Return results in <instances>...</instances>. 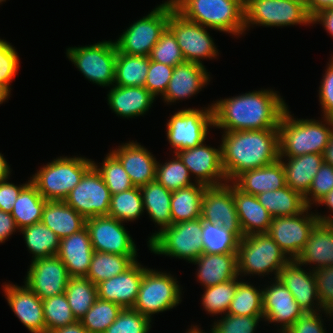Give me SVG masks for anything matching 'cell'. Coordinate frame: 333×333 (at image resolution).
Segmentation results:
<instances>
[{
	"mask_svg": "<svg viewBox=\"0 0 333 333\" xmlns=\"http://www.w3.org/2000/svg\"><path fill=\"white\" fill-rule=\"evenodd\" d=\"M150 57L120 53L117 50L114 85L144 86Z\"/></svg>",
	"mask_w": 333,
	"mask_h": 333,
	"instance_id": "39",
	"label": "cell"
},
{
	"mask_svg": "<svg viewBox=\"0 0 333 333\" xmlns=\"http://www.w3.org/2000/svg\"><path fill=\"white\" fill-rule=\"evenodd\" d=\"M110 152L120 161L134 187L156 180V158L137 142L122 144Z\"/></svg>",
	"mask_w": 333,
	"mask_h": 333,
	"instance_id": "24",
	"label": "cell"
},
{
	"mask_svg": "<svg viewBox=\"0 0 333 333\" xmlns=\"http://www.w3.org/2000/svg\"><path fill=\"white\" fill-rule=\"evenodd\" d=\"M227 314L263 316L262 290L247 282H239Z\"/></svg>",
	"mask_w": 333,
	"mask_h": 333,
	"instance_id": "43",
	"label": "cell"
},
{
	"mask_svg": "<svg viewBox=\"0 0 333 333\" xmlns=\"http://www.w3.org/2000/svg\"><path fill=\"white\" fill-rule=\"evenodd\" d=\"M309 207L294 216L273 217L267 234L290 259H296L318 222L316 214H308Z\"/></svg>",
	"mask_w": 333,
	"mask_h": 333,
	"instance_id": "15",
	"label": "cell"
},
{
	"mask_svg": "<svg viewBox=\"0 0 333 333\" xmlns=\"http://www.w3.org/2000/svg\"><path fill=\"white\" fill-rule=\"evenodd\" d=\"M50 333H89L80 321L69 324L67 326L59 327L51 331Z\"/></svg>",
	"mask_w": 333,
	"mask_h": 333,
	"instance_id": "64",
	"label": "cell"
},
{
	"mask_svg": "<svg viewBox=\"0 0 333 333\" xmlns=\"http://www.w3.org/2000/svg\"><path fill=\"white\" fill-rule=\"evenodd\" d=\"M42 303L46 333H50L56 328L67 326L77 321L72 313L65 293L43 299Z\"/></svg>",
	"mask_w": 333,
	"mask_h": 333,
	"instance_id": "47",
	"label": "cell"
},
{
	"mask_svg": "<svg viewBox=\"0 0 333 333\" xmlns=\"http://www.w3.org/2000/svg\"><path fill=\"white\" fill-rule=\"evenodd\" d=\"M176 154L189 169L190 174L196 175L195 182L207 187L228 182L222 165L221 146L216 149L205 146L203 142L193 148L180 150Z\"/></svg>",
	"mask_w": 333,
	"mask_h": 333,
	"instance_id": "19",
	"label": "cell"
},
{
	"mask_svg": "<svg viewBox=\"0 0 333 333\" xmlns=\"http://www.w3.org/2000/svg\"><path fill=\"white\" fill-rule=\"evenodd\" d=\"M10 177V166L0 153V181L8 179Z\"/></svg>",
	"mask_w": 333,
	"mask_h": 333,
	"instance_id": "65",
	"label": "cell"
},
{
	"mask_svg": "<svg viewBox=\"0 0 333 333\" xmlns=\"http://www.w3.org/2000/svg\"><path fill=\"white\" fill-rule=\"evenodd\" d=\"M93 163L84 157H58L40 168L30 180L45 200L64 201Z\"/></svg>",
	"mask_w": 333,
	"mask_h": 333,
	"instance_id": "5",
	"label": "cell"
},
{
	"mask_svg": "<svg viewBox=\"0 0 333 333\" xmlns=\"http://www.w3.org/2000/svg\"><path fill=\"white\" fill-rule=\"evenodd\" d=\"M319 87V101L322 105L323 117L333 118V56Z\"/></svg>",
	"mask_w": 333,
	"mask_h": 333,
	"instance_id": "57",
	"label": "cell"
},
{
	"mask_svg": "<svg viewBox=\"0 0 333 333\" xmlns=\"http://www.w3.org/2000/svg\"><path fill=\"white\" fill-rule=\"evenodd\" d=\"M318 312H304L285 333H326Z\"/></svg>",
	"mask_w": 333,
	"mask_h": 333,
	"instance_id": "58",
	"label": "cell"
},
{
	"mask_svg": "<svg viewBox=\"0 0 333 333\" xmlns=\"http://www.w3.org/2000/svg\"><path fill=\"white\" fill-rule=\"evenodd\" d=\"M146 269L136 261L124 273L98 283V298L114 302L123 309L133 308Z\"/></svg>",
	"mask_w": 333,
	"mask_h": 333,
	"instance_id": "22",
	"label": "cell"
},
{
	"mask_svg": "<svg viewBox=\"0 0 333 333\" xmlns=\"http://www.w3.org/2000/svg\"><path fill=\"white\" fill-rule=\"evenodd\" d=\"M318 204H324L327 207H329V210L333 212V189L326 195L324 196ZM316 217L318 218L319 222H324V223H333V216L331 215H319L316 213Z\"/></svg>",
	"mask_w": 333,
	"mask_h": 333,
	"instance_id": "63",
	"label": "cell"
},
{
	"mask_svg": "<svg viewBox=\"0 0 333 333\" xmlns=\"http://www.w3.org/2000/svg\"><path fill=\"white\" fill-rule=\"evenodd\" d=\"M209 76L204 65L186 61L176 65L167 89L162 95L164 101L174 103L176 100L189 98L199 93V90L210 81Z\"/></svg>",
	"mask_w": 333,
	"mask_h": 333,
	"instance_id": "26",
	"label": "cell"
},
{
	"mask_svg": "<svg viewBox=\"0 0 333 333\" xmlns=\"http://www.w3.org/2000/svg\"><path fill=\"white\" fill-rule=\"evenodd\" d=\"M331 8H333V0H331Z\"/></svg>",
	"mask_w": 333,
	"mask_h": 333,
	"instance_id": "70",
	"label": "cell"
},
{
	"mask_svg": "<svg viewBox=\"0 0 333 333\" xmlns=\"http://www.w3.org/2000/svg\"><path fill=\"white\" fill-rule=\"evenodd\" d=\"M178 281L171 274L146 269L132 309L151 318V315L176 307L181 302Z\"/></svg>",
	"mask_w": 333,
	"mask_h": 333,
	"instance_id": "9",
	"label": "cell"
},
{
	"mask_svg": "<svg viewBox=\"0 0 333 333\" xmlns=\"http://www.w3.org/2000/svg\"><path fill=\"white\" fill-rule=\"evenodd\" d=\"M149 57L151 61L173 67L185 62L176 37L168 27L154 45Z\"/></svg>",
	"mask_w": 333,
	"mask_h": 333,
	"instance_id": "50",
	"label": "cell"
},
{
	"mask_svg": "<svg viewBox=\"0 0 333 333\" xmlns=\"http://www.w3.org/2000/svg\"><path fill=\"white\" fill-rule=\"evenodd\" d=\"M232 183L242 192L254 196L281 189L286 186L282 159L264 167L242 172Z\"/></svg>",
	"mask_w": 333,
	"mask_h": 333,
	"instance_id": "30",
	"label": "cell"
},
{
	"mask_svg": "<svg viewBox=\"0 0 333 333\" xmlns=\"http://www.w3.org/2000/svg\"><path fill=\"white\" fill-rule=\"evenodd\" d=\"M5 179L0 181V210L4 212L11 213L12 207L17 200L21 190L31 181L28 180L27 183L16 186L12 183L7 182Z\"/></svg>",
	"mask_w": 333,
	"mask_h": 333,
	"instance_id": "59",
	"label": "cell"
},
{
	"mask_svg": "<svg viewBox=\"0 0 333 333\" xmlns=\"http://www.w3.org/2000/svg\"><path fill=\"white\" fill-rule=\"evenodd\" d=\"M323 159H324V163H327V164H330L333 166V134L323 153Z\"/></svg>",
	"mask_w": 333,
	"mask_h": 333,
	"instance_id": "66",
	"label": "cell"
},
{
	"mask_svg": "<svg viewBox=\"0 0 333 333\" xmlns=\"http://www.w3.org/2000/svg\"><path fill=\"white\" fill-rule=\"evenodd\" d=\"M173 10L172 1L167 0L134 22L115 41L117 50L128 55L150 56L154 45L168 27L169 15Z\"/></svg>",
	"mask_w": 333,
	"mask_h": 333,
	"instance_id": "7",
	"label": "cell"
},
{
	"mask_svg": "<svg viewBox=\"0 0 333 333\" xmlns=\"http://www.w3.org/2000/svg\"><path fill=\"white\" fill-rule=\"evenodd\" d=\"M257 198L272 217L298 215L307 208L304 197L288 185L258 194Z\"/></svg>",
	"mask_w": 333,
	"mask_h": 333,
	"instance_id": "35",
	"label": "cell"
},
{
	"mask_svg": "<svg viewBox=\"0 0 333 333\" xmlns=\"http://www.w3.org/2000/svg\"><path fill=\"white\" fill-rule=\"evenodd\" d=\"M202 238L205 253H237L239 239L219 224L203 222Z\"/></svg>",
	"mask_w": 333,
	"mask_h": 333,
	"instance_id": "45",
	"label": "cell"
},
{
	"mask_svg": "<svg viewBox=\"0 0 333 333\" xmlns=\"http://www.w3.org/2000/svg\"><path fill=\"white\" fill-rule=\"evenodd\" d=\"M301 267L300 263L295 259H291L280 269L277 278L292 293L294 300L303 312H320L321 310L319 309L324 312L325 310L319 301L317 293L314 271L309 270V272H306ZM314 300L317 302V307L314 306Z\"/></svg>",
	"mask_w": 333,
	"mask_h": 333,
	"instance_id": "21",
	"label": "cell"
},
{
	"mask_svg": "<svg viewBox=\"0 0 333 333\" xmlns=\"http://www.w3.org/2000/svg\"><path fill=\"white\" fill-rule=\"evenodd\" d=\"M174 67L150 60L144 87L154 96L163 95L171 79Z\"/></svg>",
	"mask_w": 333,
	"mask_h": 333,
	"instance_id": "55",
	"label": "cell"
},
{
	"mask_svg": "<svg viewBox=\"0 0 333 333\" xmlns=\"http://www.w3.org/2000/svg\"><path fill=\"white\" fill-rule=\"evenodd\" d=\"M93 165L102 175L111 195L124 192L134 187L120 161L111 152L104 158L102 166L99 167L96 163H93Z\"/></svg>",
	"mask_w": 333,
	"mask_h": 333,
	"instance_id": "49",
	"label": "cell"
},
{
	"mask_svg": "<svg viewBox=\"0 0 333 333\" xmlns=\"http://www.w3.org/2000/svg\"><path fill=\"white\" fill-rule=\"evenodd\" d=\"M286 161L288 162L282 161L286 185L304 197L311 187L314 176L324 163L323 154L312 153L289 157Z\"/></svg>",
	"mask_w": 333,
	"mask_h": 333,
	"instance_id": "32",
	"label": "cell"
},
{
	"mask_svg": "<svg viewBox=\"0 0 333 333\" xmlns=\"http://www.w3.org/2000/svg\"><path fill=\"white\" fill-rule=\"evenodd\" d=\"M202 226L201 217L172 224L148 243L149 250L154 254L178 257L190 263L204 252Z\"/></svg>",
	"mask_w": 333,
	"mask_h": 333,
	"instance_id": "8",
	"label": "cell"
},
{
	"mask_svg": "<svg viewBox=\"0 0 333 333\" xmlns=\"http://www.w3.org/2000/svg\"><path fill=\"white\" fill-rule=\"evenodd\" d=\"M223 133L221 155L228 183L242 172L270 165L280 159L278 129Z\"/></svg>",
	"mask_w": 333,
	"mask_h": 333,
	"instance_id": "2",
	"label": "cell"
},
{
	"mask_svg": "<svg viewBox=\"0 0 333 333\" xmlns=\"http://www.w3.org/2000/svg\"><path fill=\"white\" fill-rule=\"evenodd\" d=\"M136 255H120L94 251L89 270L85 276L92 283H98L124 273L136 261Z\"/></svg>",
	"mask_w": 333,
	"mask_h": 333,
	"instance_id": "38",
	"label": "cell"
},
{
	"mask_svg": "<svg viewBox=\"0 0 333 333\" xmlns=\"http://www.w3.org/2000/svg\"><path fill=\"white\" fill-rule=\"evenodd\" d=\"M207 186L195 183L172 192V224L194 220L201 217L202 199Z\"/></svg>",
	"mask_w": 333,
	"mask_h": 333,
	"instance_id": "37",
	"label": "cell"
},
{
	"mask_svg": "<svg viewBox=\"0 0 333 333\" xmlns=\"http://www.w3.org/2000/svg\"><path fill=\"white\" fill-rule=\"evenodd\" d=\"M168 28L175 35L186 62L203 65L202 58H216L218 50L206 27L186 20L174 9L169 15Z\"/></svg>",
	"mask_w": 333,
	"mask_h": 333,
	"instance_id": "14",
	"label": "cell"
},
{
	"mask_svg": "<svg viewBox=\"0 0 333 333\" xmlns=\"http://www.w3.org/2000/svg\"><path fill=\"white\" fill-rule=\"evenodd\" d=\"M151 320L132 308H124L104 333H148Z\"/></svg>",
	"mask_w": 333,
	"mask_h": 333,
	"instance_id": "52",
	"label": "cell"
},
{
	"mask_svg": "<svg viewBox=\"0 0 333 333\" xmlns=\"http://www.w3.org/2000/svg\"><path fill=\"white\" fill-rule=\"evenodd\" d=\"M295 260L301 265L316 264L313 270L333 266V223L318 221Z\"/></svg>",
	"mask_w": 333,
	"mask_h": 333,
	"instance_id": "28",
	"label": "cell"
},
{
	"mask_svg": "<svg viewBox=\"0 0 333 333\" xmlns=\"http://www.w3.org/2000/svg\"><path fill=\"white\" fill-rule=\"evenodd\" d=\"M333 189V166L323 163L313 178V182L308 193L304 196V202L307 207L315 202L318 203ZM311 197V198H310ZM313 201V202H311Z\"/></svg>",
	"mask_w": 333,
	"mask_h": 333,
	"instance_id": "54",
	"label": "cell"
},
{
	"mask_svg": "<svg viewBox=\"0 0 333 333\" xmlns=\"http://www.w3.org/2000/svg\"><path fill=\"white\" fill-rule=\"evenodd\" d=\"M321 23L331 36H333V8H326L312 17V24Z\"/></svg>",
	"mask_w": 333,
	"mask_h": 333,
	"instance_id": "61",
	"label": "cell"
},
{
	"mask_svg": "<svg viewBox=\"0 0 333 333\" xmlns=\"http://www.w3.org/2000/svg\"><path fill=\"white\" fill-rule=\"evenodd\" d=\"M144 212L140 187H133L111 195L108 216L118 221L127 222L138 219Z\"/></svg>",
	"mask_w": 333,
	"mask_h": 333,
	"instance_id": "42",
	"label": "cell"
},
{
	"mask_svg": "<svg viewBox=\"0 0 333 333\" xmlns=\"http://www.w3.org/2000/svg\"><path fill=\"white\" fill-rule=\"evenodd\" d=\"M140 190L143 198V208L147 211L149 217L160 226L158 232L153 233L149 238V243L159 232L172 225V192L157 180L140 187Z\"/></svg>",
	"mask_w": 333,
	"mask_h": 333,
	"instance_id": "34",
	"label": "cell"
},
{
	"mask_svg": "<svg viewBox=\"0 0 333 333\" xmlns=\"http://www.w3.org/2000/svg\"><path fill=\"white\" fill-rule=\"evenodd\" d=\"M122 307L114 302L97 298L95 303L80 319V323L89 333H104L117 319Z\"/></svg>",
	"mask_w": 333,
	"mask_h": 333,
	"instance_id": "44",
	"label": "cell"
},
{
	"mask_svg": "<svg viewBox=\"0 0 333 333\" xmlns=\"http://www.w3.org/2000/svg\"><path fill=\"white\" fill-rule=\"evenodd\" d=\"M67 57L90 82L100 86L114 85L117 47L103 41L89 46L67 48Z\"/></svg>",
	"mask_w": 333,
	"mask_h": 333,
	"instance_id": "10",
	"label": "cell"
},
{
	"mask_svg": "<svg viewBox=\"0 0 333 333\" xmlns=\"http://www.w3.org/2000/svg\"><path fill=\"white\" fill-rule=\"evenodd\" d=\"M69 278L64 263L54 255L31 261L25 285L43 300L65 293Z\"/></svg>",
	"mask_w": 333,
	"mask_h": 333,
	"instance_id": "18",
	"label": "cell"
},
{
	"mask_svg": "<svg viewBox=\"0 0 333 333\" xmlns=\"http://www.w3.org/2000/svg\"><path fill=\"white\" fill-rule=\"evenodd\" d=\"M307 10L311 17L316 15L318 12L331 8V0H308Z\"/></svg>",
	"mask_w": 333,
	"mask_h": 333,
	"instance_id": "62",
	"label": "cell"
},
{
	"mask_svg": "<svg viewBox=\"0 0 333 333\" xmlns=\"http://www.w3.org/2000/svg\"><path fill=\"white\" fill-rule=\"evenodd\" d=\"M193 327V328H192ZM191 329L186 332V333H205L203 332V330H201L200 328H198L197 326H192ZM212 333V332H211Z\"/></svg>",
	"mask_w": 333,
	"mask_h": 333,
	"instance_id": "67",
	"label": "cell"
},
{
	"mask_svg": "<svg viewBox=\"0 0 333 333\" xmlns=\"http://www.w3.org/2000/svg\"><path fill=\"white\" fill-rule=\"evenodd\" d=\"M4 292L9 306L31 333H46L43 303L26 285L5 284Z\"/></svg>",
	"mask_w": 333,
	"mask_h": 333,
	"instance_id": "23",
	"label": "cell"
},
{
	"mask_svg": "<svg viewBox=\"0 0 333 333\" xmlns=\"http://www.w3.org/2000/svg\"><path fill=\"white\" fill-rule=\"evenodd\" d=\"M214 127L212 105L202 109H182L167 123V139L174 153L193 148L205 142L208 127Z\"/></svg>",
	"mask_w": 333,
	"mask_h": 333,
	"instance_id": "12",
	"label": "cell"
},
{
	"mask_svg": "<svg viewBox=\"0 0 333 333\" xmlns=\"http://www.w3.org/2000/svg\"><path fill=\"white\" fill-rule=\"evenodd\" d=\"M86 227L94 251L137 255L136 244L121 221L109 216H96L86 219Z\"/></svg>",
	"mask_w": 333,
	"mask_h": 333,
	"instance_id": "17",
	"label": "cell"
},
{
	"mask_svg": "<svg viewBox=\"0 0 333 333\" xmlns=\"http://www.w3.org/2000/svg\"><path fill=\"white\" fill-rule=\"evenodd\" d=\"M314 271L319 301L331 317L333 312V266L321 267Z\"/></svg>",
	"mask_w": 333,
	"mask_h": 333,
	"instance_id": "56",
	"label": "cell"
},
{
	"mask_svg": "<svg viewBox=\"0 0 333 333\" xmlns=\"http://www.w3.org/2000/svg\"><path fill=\"white\" fill-rule=\"evenodd\" d=\"M16 229L18 228L11 213L0 210V243H4Z\"/></svg>",
	"mask_w": 333,
	"mask_h": 333,
	"instance_id": "60",
	"label": "cell"
},
{
	"mask_svg": "<svg viewBox=\"0 0 333 333\" xmlns=\"http://www.w3.org/2000/svg\"><path fill=\"white\" fill-rule=\"evenodd\" d=\"M93 254L94 250L86 226L80 231L60 239L57 256L64 263L70 277H85Z\"/></svg>",
	"mask_w": 333,
	"mask_h": 333,
	"instance_id": "25",
	"label": "cell"
},
{
	"mask_svg": "<svg viewBox=\"0 0 333 333\" xmlns=\"http://www.w3.org/2000/svg\"><path fill=\"white\" fill-rule=\"evenodd\" d=\"M307 6L308 0H293Z\"/></svg>",
	"mask_w": 333,
	"mask_h": 333,
	"instance_id": "68",
	"label": "cell"
},
{
	"mask_svg": "<svg viewBox=\"0 0 333 333\" xmlns=\"http://www.w3.org/2000/svg\"><path fill=\"white\" fill-rule=\"evenodd\" d=\"M21 233L33 260L57 255L60 238L42 222L22 228Z\"/></svg>",
	"mask_w": 333,
	"mask_h": 333,
	"instance_id": "40",
	"label": "cell"
},
{
	"mask_svg": "<svg viewBox=\"0 0 333 333\" xmlns=\"http://www.w3.org/2000/svg\"><path fill=\"white\" fill-rule=\"evenodd\" d=\"M65 296L74 317L80 321L98 298L97 285L86 277H70Z\"/></svg>",
	"mask_w": 333,
	"mask_h": 333,
	"instance_id": "41",
	"label": "cell"
},
{
	"mask_svg": "<svg viewBox=\"0 0 333 333\" xmlns=\"http://www.w3.org/2000/svg\"><path fill=\"white\" fill-rule=\"evenodd\" d=\"M233 197L243 235L267 233L273 217L257 196L244 193L233 184Z\"/></svg>",
	"mask_w": 333,
	"mask_h": 333,
	"instance_id": "31",
	"label": "cell"
},
{
	"mask_svg": "<svg viewBox=\"0 0 333 333\" xmlns=\"http://www.w3.org/2000/svg\"><path fill=\"white\" fill-rule=\"evenodd\" d=\"M238 276L225 283L209 286L205 288L204 295H202V305L205 310L213 315L227 314L230 302L234 297Z\"/></svg>",
	"mask_w": 333,
	"mask_h": 333,
	"instance_id": "48",
	"label": "cell"
},
{
	"mask_svg": "<svg viewBox=\"0 0 333 333\" xmlns=\"http://www.w3.org/2000/svg\"><path fill=\"white\" fill-rule=\"evenodd\" d=\"M188 21L233 35L245 31L244 0H171Z\"/></svg>",
	"mask_w": 333,
	"mask_h": 333,
	"instance_id": "4",
	"label": "cell"
},
{
	"mask_svg": "<svg viewBox=\"0 0 333 333\" xmlns=\"http://www.w3.org/2000/svg\"><path fill=\"white\" fill-rule=\"evenodd\" d=\"M41 222L60 239L70 236L86 226V219L65 201H47Z\"/></svg>",
	"mask_w": 333,
	"mask_h": 333,
	"instance_id": "33",
	"label": "cell"
},
{
	"mask_svg": "<svg viewBox=\"0 0 333 333\" xmlns=\"http://www.w3.org/2000/svg\"><path fill=\"white\" fill-rule=\"evenodd\" d=\"M110 88L107 100L110 108L119 116L125 118L145 114L155 97L144 86H118Z\"/></svg>",
	"mask_w": 333,
	"mask_h": 333,
	"instance_id": "29",
	"label": "cell"
},
{
	"mask_svg": "<svg viewBox=\"0 0 333 333\" xmlns=\"http://www.w3.org/2000/svg\"><path fill=\"white\" fill-rule=\"evenodd\" d=\"M3 102H5V99L0 95V104H2Z\"/></svg>",
	"mask_w": 333,
	"mask_h": 333,
	"instance_id": "69",
	"label": "cell"
},
{
	"mask_svg": "<svg viewBox=\"0 0 333 333\" xmlns=\"http://www.w3.org/2000/svg\"><path fill=\"white\" fill-rule=\"evenodd\" d=\"M191 263L198 264V280L204 288L225 283L238 275L237 253L203 252Z\"/></svg>",
	"mask_w": 333,
	"mask_h": 333,
	"instance_id": "27",
	"label": "cell"
},
{
	"mask_svg": "<svg viewBox=\"0 0 333 333\" xmlns=\"http://www.w3.org/2000/svg\"><path fill=\"white\" fill-rule=\"evenodd\" d=\"M245 30L251 25H309L312 17L306 5L293 0H244Z\"/></svg>",
	"mask_w": 333,
	"mask_h": 333,
	"instance_id": "11",
	"label": "cell"
},
{
	"mask_svg": "<svg viewBox=\"0 0 333 333\" xmlns=\"http://www.w3.org/2000/svg\"><path fill=\"white\" fill-rule=\"evenodd\" d=\"M262 290L263 318L271 323H280L281 333H285L304 313L294 300L292 293L278 278Z\"/></svg>",
	"mask_w": 333,
	"mask_h": 333,
	"instance_id": "20",
	"label": "cell"
},
{
	"mask_svg": "<svg viewBox=\"0 0 333 333\" xmlns=\"http://www.w3.org/2000/svg\"><path fill=\"white\" fill-rule=\"evenodd\" d=\"M174 158L163 165L159 162L156 164V180L171 192L195 184L190 181L189 169L176 153Z\"/></svg>",
	"mask_w": 333,
	"mask_h": 333,
	"instance_id": "46",
	"label": "cell"
},
{
	"mask_svg": "<svg viewBox=\"0 0 333 333\" xmlns=\"http://www.w3.org/2000/svg\"><path fill=\"white\" fill-rule=\"evenodd\" d=\"M221 320L214 322L212 333H254L263 316H238L224 314Z\"/></svg>",
	"mask_w": 333,
	"mask_h": 333,
	"instance_id": "53",
	"label": "cell"
},
{
	"mask_svg": "<svg viewBox=\"0 0 333 333\" xmlns=\"http://www.w3.org/2000/svg\"><path fill=\"white\" fill-rule=\"evenodd\" d=\"M46 202L47 200L41 196L36 186L30 181L21 190L12 207L11 216L14 218L18 230L41 222Z\"/></svg>",
	"mask_w": 333,
	"mask_h": 333,
	"instance_id": "36",
	"label": "cell"
},
{
	"mask_svg": "<svg viewBox=\"0 0 333 333\" xmlns=\"http://www.w3.org/2000/svg\"><path fill=\"white\" fill-rule=\"evenodd\" d=\"M64 201L85 219L108 216L111 193L100 172L92 165Z\"/></svg>",
	"mask_w": 333,
	"mask_h": 333,
	"instance_id": "13",
	"label": "cell"
},
{
	"mask_svg": "<svg viewBox=\"0 0 333 333\" xmlns=\"http://www.w3.org/2000/svg\"><path fill=\"white\" fill-rule=\"evenodd\" d=\"M293 119L288 107L281 116L279 130L280 159L305 154H323L333 134V118Z\"/></svg>",
	"mask_w": 333,
	"mask_h": 333,
	"instance_id": "3",
	"label": "cell"
},
{
	"mask_svg": "<svg viewBox=\"0 0 333 333\" xmlns=\"http://www.w3.org/2000/svg\"><path fill=\"white\" fill-rule=\"evenodd\" d=\"M19 68V56L15 48L0 39V95L6 100L10 95V82Z\"/></svg>",
	"mask_w": 333,
	"mask_h": 333,
	"instance_id": "51",
	"label": "cell"
},
{
	"mask_svg": "<svg viewBox=\"0 0 333 333\" xmlns=\"http://www.w3.org/2000/svg\"><path fill=\"white\" fill-rule=\"evenodd\" d=\"M215 102L214 126L227 132L278 129L288 107L276 91L265 89Z\"/></svg>",
	"mask_w": 333,
	"mask_h": 333,
	"instance_id": "1",
	"label": "cell"
},
{
	"mask_svg": "<svg viewBox=\"0 0 333 333\" xmlns=\"http://www.w3.org/2000/svg\"><path fill=\"white\" fill-rule=\"evenodd\" d=\"M231 184V185H230ZM205 188L202 199L203 222L219 224L233 233L239 240L244 236L233 197V183Z\"/></svg>",
	"mask_w": 333,
	"mask_h": 333,
	"instance_id": "16",
	"label": "cell"
},
{
	"mask_svg": "<svg viewBox=\"0 0 333 333\" xmlns=\"http://www.w3.org/2000/svg\"><path fill=\"white\" fill-rule=\"evenodd\" d=\"M290 260L267 233L243 236L238 241V275L264 276L274 272L277 278L280 269Z\"/></svg>",
	"mask_w": 333,
	"mask_h": 333,
	"instance_id": "6",
	"label": "cell"
}]
</instances>
